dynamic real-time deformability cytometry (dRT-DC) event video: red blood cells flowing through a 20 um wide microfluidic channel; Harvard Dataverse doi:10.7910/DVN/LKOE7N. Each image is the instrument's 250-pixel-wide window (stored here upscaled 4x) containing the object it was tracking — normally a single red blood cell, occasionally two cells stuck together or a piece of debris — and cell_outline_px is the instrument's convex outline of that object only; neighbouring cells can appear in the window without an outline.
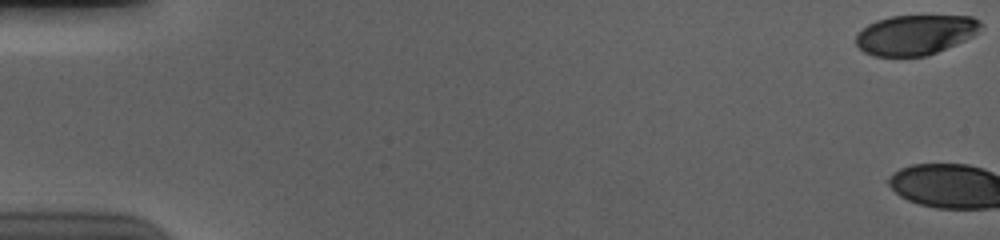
{"species": "human", "species_latin": "Homo sapiens", "temperature_condition": "cold", "stored_images_in_passage": 4, "camera_frame_rate_fps": 3000, "um_per_image_px": 0.085, "donor": {"sex": "male"}, "frame": {"image": 1, "passage_image": 1, "time_ms": 0.0, "image_size_px": [1000, 240], "cell_outline_px": [[984, 24], [972, 36], [956, 44], [936, 52], [924, 56], [876, 56], [864, 52], [856, 44], [856, 36], [868, 24], [876, 20], [892, 16], [972, 16], [980, 20]], "centroid_in_image_um": [77.81, 2.95], "position_along_channel_um": 7.2, "area_um2": 28.84}}